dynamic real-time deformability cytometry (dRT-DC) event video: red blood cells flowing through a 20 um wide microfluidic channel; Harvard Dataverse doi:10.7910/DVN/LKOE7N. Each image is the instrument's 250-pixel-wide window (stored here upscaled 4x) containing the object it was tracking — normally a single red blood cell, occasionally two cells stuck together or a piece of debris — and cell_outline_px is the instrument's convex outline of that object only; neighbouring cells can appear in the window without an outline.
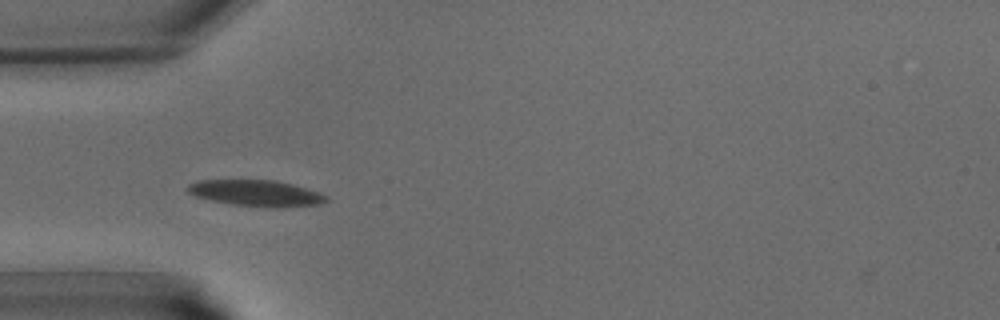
{"species": "common noctule bat (a hibernating species)", "species_latin": "Nyctalus noctula", "temperature_condition": "warm", "stored_images_in_passage": 41, "camera_frame_rate_fps": 3000, "um_per_image_px": 0.085, "animal": {"sex": "male", "body_mass_g": 15.6}, "frame": {"image": 1, "passage_image": 12, "time_ms": 3.667, "image_size_px": [1000, 320], "cell_outline_px": [[328, 200], [320, 204], [280, 208], [272, 208], [232, 204], [212, 200], [196, 196], [188, 192], [188, 184], [196, 180], [276, 180], [292, 184], [320, 192], [328, 196]], "centroid_in_image_um": [21.81, 16.42], "position_along_channel_um": 63.2, "area_um2": 21.21}}
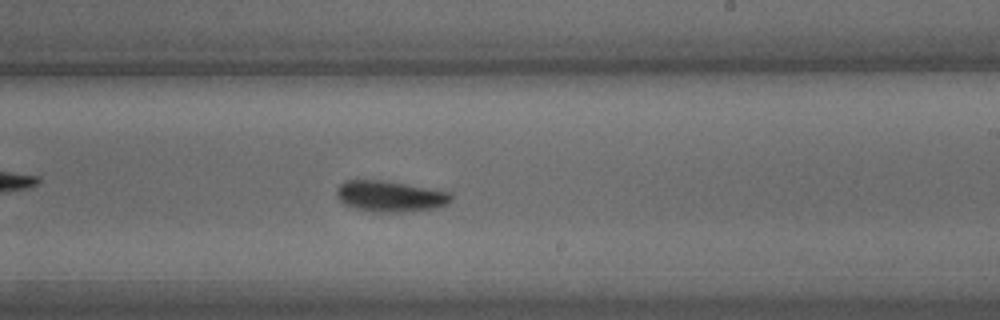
{"frame": {"image": 2, "passage_image": 24, "time_ms": 7.667, "image_size_px": [1000, 320], "cell_outline_px": [[452, 200], [448, 204], [436, 208], [404, 212], [376, 212], [352, 208], [344, 204], [336, 196], [336, 188], [344, 180], [380, 180], [452, 192]], "centroid_in_image_um": [33.15, 16.69], "position_along_channel_um": 255.9, "area_um2": 20.81}}
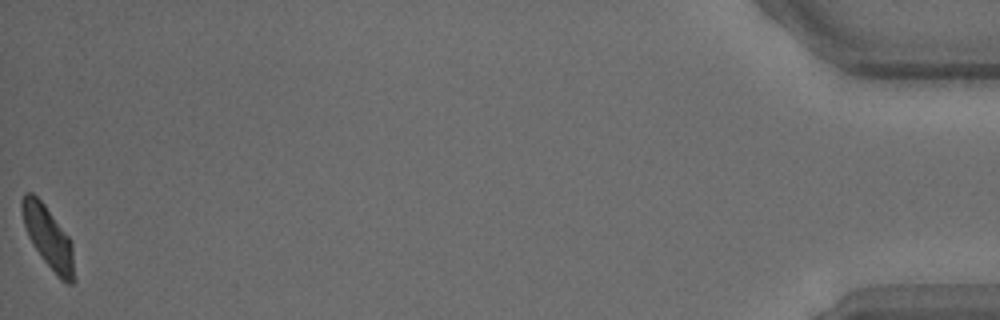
{"frame": {"image": 3, "passage_image": 41, "time_ms": 13.333, "image_size_px": [1000, 320], "cell_outline_px": [[76, 280], [72, 284], [68, 284], [60, 280], [56, 276], [40, 256], [28, 236], [24, 224], [20, 208], [20, 200], [24, 192], [32, 192], [44, 204], [72, 240]], "centroid_in_image_um": [4.12, 20.21], "position_along_channel_um": 431.1, "area_um2": 19.31}}